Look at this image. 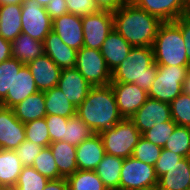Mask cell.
<instances>
[{"label": "cell", "instance_id": "34", "mask_svg": "<svg viewBox=\"0 0 190 190\" xmlns=\"http://www.w3.org/2000/svg\"><path fill=\"white\" fill-rule=\"evenodd\" d=\"M23 64L15 58H10L0 63V102L11 90L15 74H18Z\"/></svg>", "mask_w": 190, "mask_h": 190}, {"label": "cell", "instance_id": "23", "mask_svg": "<svg viewBox=\"0 0 190 190\" xmlns=\"http://www.w3.org/2000/svg\"><path fill=\"white\" fill-rule=\"evenodd\" d=\"M21 4L0 6V36L12 42L22 33Z\"/></svg>", "mask_w": 190, "mask_h": 190}, {"label": "cell", "instance_id": "17", "mask_svg": "<svg viewBox=\"0 0 190 190\" xmlns=\"http://www.w3.org/2000/svg\"><path fill=\"white\" fill-rule=\"evenodd\" d=\"M133 4L158 17L162 22L175 21L186 10V0H135Z\"/></svg>", "mask_w": 190, "mask_h": 190}, {"label": "cell", "instance_id": "2", "mask_svg": "<svg viewBox=\"0 0 190 190\" xmlns=\"http://www.w3.org/2000/svg\"><path fill=\"white\" fill-rule=\"evenodd\" d=\"M76 115L96 134L112 128L123 119L111 85L92 87L77 107Z\"/></svg>", "mask_w": 190, "mask_h": 190}, {"label": "cell", "instance_id": "48", "mask_svg": "<svg viewBox=\"0 0 190 190\" xmlns=\"http://www.w3.org/2000/svg\"><path fill=\"white\" fill-rule=\"evenodd\" d=\"M12 58L11 42L0 36V63Z\"/></svg>", "mask_w": 190, "mask_h": 190}, {"label": "cell", "instance_id": "16", "mask_svg": "<svg viewBox=\"0 0 190 190\" xmlns=\"http://www.w3.org/2000/svg\"><path fill=\"white\" fill-rule=\"evenodd\" d=\"M39 91L57 87L61 68L58 67L45 53L27 64Z\"/></svg>", "mask_w": 190, "mask_h": 190}, {"label": "cell", "instance_id": "32", "mask_svg": "<svg viewBox=\"0 0 190 190\" xmlns=\"http://www.w3.org/2000/svg\"><path fill=\"white\" fill-rule=\"evenodd\" d=\"M163 148L182 157H187L190 150V128L176 125Z\"/></svg>", "mask_w": 190, "mask_h": 190}, {"label": "cell", "instance_id": "50", "mask_svg": "<svg viewBox=\"0 0 190 190\" xmlns=\"http://www.w3.org/2000/svg\"><path fill=\"white\" fill-rule=\"evenodd\" d=\"M23 0H0V6L6 4H21Z\"/></svg>", "mask_w": 190, "mask_h": 190}, {"label": "cell", "instance_id": "12", "mask_svg": "<svg viewBox=\"0 0 190 190\" xmlns=\"http://www.w3.org/2000/svg\"><path fill=\"white\" fill-rule=\"evenodd\" d=\"M118 111L123 118L130 119L132 115L146 102L148 92L131 83H110Z\"/></svg>", "mask_w": 190, "mask_h": 190}, {"label": "cell", "instance_id": "38", "mask_svg": "<svg viewBox=\"0 0 190 190\" xmlns=\"http://www.w3.org/2000/svg\"><path fill=\"white\" fill-rule=\"evenodd\" d=\"M161 151L162 147L153 144L141 136L138 144L134 148L132 156L141 162L155 166Z\"/></svg>", "mask_w": 190, "mask_h": 190}, {"label": "cell", "instance_id": "31", "mask_svg": "<svg viewBox=\"0 0 190 190\" xmlns=\"http://www.w3.org/2000/svg\"><path fill=\"white\" fill-rule=\"evenodd\" d=\"M93 134V131L77 115H74L68 120L62 142L77 147Z\"/></svg>", "mask_w": 190, "mask_h": 190}, {"label": "cell", "instance_id": "9", "mask_svg": "<svg viewBox=\"0 0 190 190\" xmlns=\"http://www.w3.org/2000/svg\"><path fill=\"white\" fill-rule=\"evenodd\" d=\"M22 8V33L31 38L44 42L45 37L52 30L53 20L49 17L44 6L35 0H23Z\"/></svg>", "mask_w": 190, "mask_h": 190}, {"label": "cell", "instance_id": "54", "mask_svg": "<svg viewBox=\"0 0 190 190\" xmlns=\"http://www.w3.org/2000/svg\"><path fill=\"white\" fill-rule=\"evenodd\" d=\"M187 159H188L189 162H190V150H189V153H188Z\"/></svg>", "mask_w": 190, "mask_h": 190}, {"label": "cell", "instance_id": "3", "mask_svg": "<svg viewBox=\"0 0 190 190\" xmlns=\"http://www.w3.org/2000/svg\"><path fill=\"white\" fill-rule=\"evenodd\" d=\"M158 72L152 47H132L111 73V83H131L148 92Z\"/></svg>", "mask_w": 190, "mask_h": 190}, {"label": "cell", "instance_id": "27", "mask_svg": "<svg viewBox=\"0 0 190 190\" xmlns=\"http://www.w3.org/2000/svg\"><path fill=\"white\" fill-rule=\"evenodd\" d=\"M23 165L14 150L0 149V187L14 188Z\"/></svg>", "mask_w": 190, "mask_h": 190}, {"label": "cell", "instance_id": "33", "mask_svg": "<svg viewBox=\"0 0 190 190\" xmlns=\"http://www.w3.org/2000/svg\"><path fill=\"white\" fill-rule=\"evenodd\" d=\"M49 179L32 166H23L14 190H44Z\"/></svg>", "mask_w": 190, "mask_h": 190}, {"label": "cell", "instance_id": "42", "mask_svg": "<svg viewBox=\"0 0 190 190\" xmlns=\"http://www.w3.org/2000/svg\"><path fill=\"white\" fill-rule=\"evenodd\" d=\"M68 13L77 16H87L100 11L95 0H65Z\"/></svg>", "mask_w": 190, "mask_h": 190}, {"label": "cell", "instance_id": "1", "mask_svg": "<svg viewBox=\"0 0 190 190\" xmlns=\"http://www.w3.org/2000/svg\"><path fill=\"white\" fill-rule=\"evenodd\" d=\"M113 14V29L132 47H152L162 21L133 3H125Z\"/></svg>", "mask_w": 190, "mask_h": 190}, {"label": "cell", "instance_id": "40", "mask_svg": "<svg viewBox=\"0 0 190 190\" xmlns=\"http://www.w3.org/2000/svg\"><path fill=\"white\" fill-rule=\"evenodd\" d=\"M42 149L41 145L25 139L14 151L20 159L21 164L30 167Z\"/></svg>", "mask_w": 190, "mask_h": 190}, {"label": "cell", "instance_id": "29", "mask_svg": "<svg viewBox=\"0 0 190 190\" xmlns=\"http://www.w3.org/2000/svg\"><path fill=\"white\" fill-rule=\"evenodd\" d=\"M46 115L70 118L76 115V109L64 93L57 87L44 91Z\"/></svg>", "mask_w": 190, "mask_h": 190}, {"label": "cell", "instance_id": "15", "mask_svg": "<svg viewBox=\"0 0 190 190\" xmlns=\"http://www.w3.org/2000/svg\"><path fill=\"white\" fill-rule=\"evenodd\" d=\"M54 31L69 47L80 50L84 43L82 17L71 13L55 18L52 24Z\"/></svg>", "mask_w": 190, "mask_h": 190}, {"label": "cell", "instance_id": "20", "mask_svg": "<svg viewBox=\"0 0 190 190\" xmlns=\"http://www.w3.org/2000/svg\"><path fill=\"white\" fill-rule=\"evenodd\" d=\"M104 155L102 139L99 134L94 133L76 147L78 170H95Z\"/></svg>", "mask_w": 190, "mask_h": 190}, {"label": "cell", "instance_id": "7", "mask_svg": "<svg viewBox=\"0 0 190 190\" xmlns=\"http://www.w3.org/2000/svg\"><path fill=\"white\" fill-rule=\"evenodd\" d=\"M155 167L130 156L122 164L119 190H156Z\"/></svg>", "mask_w": 190, "mask_h": 190}, {"label": "cell", "instance_id": "45", "mask_svg": "<svg viewBox=\"0 0 190 190\" xmlns=\"http://www.w3.org/2000/svg\"><path fill=\"white\" fill-rule=\"evenodd\" d=\"M181 29L182 36L185 40L186 54L188 57V62L190 63V19L184 15L175 20Z\"/></svg>", "mask_w": 190, "mask_h": 190}, {"label": "cell", "instance_id": "22", "mask_svg": "<svg viewBox=\"0 0 190 190\" xmlns=\"http://www.w3.org/2000/svg\"><path fill=\"white\" fill-rule=\"evenodd\" d=\"M190 187V162L184 157L158 178L156 190H187Z\"/></svg>", "mask_w": 190, "mask_h": 190}, {"label": "cell", "instance_id": "49", "mask_svg": "<svg viewBox=\"0 0 190 190\" xmlns=\"http://www.w3.org/2000/svg\"><path fill=\"white\" fill-rule=\"evenodd\" d=\"M183 93L190 96V69L183 82Z\"/></svg>", "mask_w": 190, "mask_h": 190}, {"label": "cell", "instance_id": "46", "mask_svg": "<svg viewBox=\"0 0 190 190\" xmlns=\"http://www.w3.org/2000/svg\"><path fill=\"white\" fill-rule=\"evenodd\" d=\"M100 10L114 12L125 3L122 0H95Z\"/></svg>", "mask_w": 190, "mask_h": 190}, {"label": "cell", "instance_id": "39", "mask_svg": "<svg viewBox=\"0 0 190 190\" xmlns=\"http://www.w3.org/2000/svg\"><path fill=\"white\" fill-rule=\"evenodd\" d=\"M176 125L177 124L173 120L159 123L156 126H153L150 130H147L142 136L153 144L163 148L168 138H170L173 133Z\"/></svg>", "mask_w": 190, "mask_h": 190}, {"label": "cell", "instance_id": "13", "mask_svg": "<svg viewBox=\"0 0 190 190\" xmlns=\"http://www.w3.org/2000/svg\"><path fill=\"white\" fill-rule=\"evenodd\" d=\"M25 139L24 124L13 109L0 105V149L15 150Z\"/></svg>", "mask_w": 190, "mask_h": 190}, {"label": "cell", "instance_id": "21", "mask_svg": "<svg viewBox=\"0 0 190 190\" xmlns=\"http://www.w3.org/2000/svg\"><path fill=\"white\" fill-rule=\"evenodd\" d=\"M131 48L132 46L113 29L100 49L106 65L111 72L126 59Z\"/></svg>", "mask_w": 190, "mask_h": 190}, {"label": "cell", "instance_id": "10", "mask_svg": "<svg viewBox=\"0 0 190 190\" xmlns=\"http://www.w3.org/2000/svg\"><path fill=\"white\" fill-rule=\"evenodd\" d=\"M82 24L83 46L100 50L107 36L113 31V14L110 11L100 10L83 16Z\"/></svg>", "mask_w": 190, "mask_h": 190}, {"label": "cell", "instance_id": "36", "mask_svg": "<svg viewBox=\"0 0 190 190\" xmlns=\"http://www.w3.org/2000/svg\"><path fill=\"white\" fill-rule=\"evenodd\" d=\"M32 167L40 174L50 179L62 178L58 172L56 161L50 147H44L35 158Z\"/></svg>", "mask_w": 190, "mask_h": 190}, {"label": "cell", "instance_id": "55", "mask_svg": "<svg viewBox=\"0 0 190 190\" xmlns=\"http://www.w3.org/2000/svg\"><path fill=\"white\" fill-rule=\"evenodd\" d=\"M2 190H14L13 188H9V189H2Z\"/></svg>", "mask_w": 190, "mask_h": 190}, {"label": "cell", "instance_id": "4", "mask_svg": "<svg viewBox=\"0 0 190 190\" xmlns=\"http://www.w3.org/2000/svg\"><path fill=\"white\" fill-rule=\"evenodd\" d=\"M154 62L165 66H190L185 40L176 21L162 22L152 44Z\"/></svg>", "mask_w": 190, "mask_h": 190}, {"label": "cell", "instance_id": "41", "mask_svg": "<svg viewBox=\"0 0 190 190\" xmlns=\"http://www.w3.org/2000/svg\"><path fill=\"white\" fill-rule=\"evenodd\" d=\"M45 120L51 143L62 141L64 139V131L65 127H67L69 118L57 115H46Z\"/></svg>", "mask_w": 190, "mask_h": 190}, {"label": "cell", "instance_id": "30", "mask_svg": "<svg viewBox=\"0 0 190 190\" xmlns=\"http://www.w3.org/2000/svg\"><path fill=\"white\" fill-rule=\"evenodd\" d=\"M67 182L69 190H107L94 170H77Z\"/></svg>", "mask_w": 190, "mask_h": 190}, {"label": "cell", "instance_id": "6", "mask_svg": "<svg viewBox=\"0 0 190 190\" xmlns=\"http://www.w3.org/2000/svg\"><path fill=\"white\" fill-rule=\"evenodd\" d=\"M190 66L158 65V72L152 83L148 98L171 103L183 92V82Z\"/></svg>", "mask_w": 190, "mask_h": 190}, {"label": "cell", "instance_id": "5", "mask_svg": "<svg viewBox=\"0 0 190 190\" xmlns=\"http://www.w3.org/2000/svg\"><path fill=\"white\" fill-rule=\"evenodd\" d=\"M105 154L128 158L132 156L135 146L142 134L130 119L123 118L112 128L99 133Z\"/></svg>", "mask_w": 190, "mask_h": 190}, {"label": "cell", "instance_id": "8", "mask_svg": "<svg viewBox=\"0 0 190 190\" xmlns=\"http://www.w3.org/2000/svg\"><path fill=\"white\" fill-rule=\"evenodd\" d=\"M75 68L92 87L107 86L111 83V71L108 69L101 50L82 47L77 52Z\"/></svg>", "mask_w": 190, "mask_h": 190}, {"label": "cell", "instance_id": "11", "mask_svg": "<svg viewBox=\"0 0 190 190\" xmlns=\"http://www.w3.org/2000/svg\"><path fill=\"white\" fill-rule=\"evenodd\" d=\"M130 120L143 135L153 126L172 120L170 104L148 98L146 102L132 115Z\"/></svg>", "mask_w": 190, "mask_h": 190}, {"label": "cell", "instance_id": "24", "mask_svg": "<svg viewBox=\"0 0 190 190\" xmlns=\"http://www.w3.org/2000/svg\"><path fill=\"white\" fill-rule=\"evenodd\" d=\"M11 53L12 58L17 59L23 65H27L44 54V42L21 33L11 42Z\"/></svg>", "mask_w": 190, "mask_h": 190}, {"label": "cell", "instance_id": "19", "mask_svg": "<svg viewBox=\"0 0 190 190\" xmlns=\"http://www.w3.org/2000/svg\"><path fill=\"white\" fill-rule=\"evenodd\" d=\"M77 52L66 45L52 30L45 37L44 53L61 69L75 68Z\"/></svg>", "mask_w": 190, "mask_h": 190}, {"label": "cell", "instance_id": "51", "mask_svg": "<svg viewBox=\"0 0 190 190\" xmlns=\"http://www.w3.org/2000/svg\"><path fill=\"white\" fill-rule=\"evenodd\" d=\"M184 16L190 19V0H186V10Z\"/></svg>", "mask_w": 190, "mask_h": 190}, {"label": "cell", "instance_id": "35", "mask_svg": "<svg viewBox=\"0 0 190 190\" xmlns=\"http://www.w3.org/2000/svg\"><path fill=\"white\" fill-rule=\"evenodd\" d=\"M26 140L44 147L51 144L45 117L24 124Z\"/></svg>", "mask_w": 190, "mask_h": 190}, {"label": "cell", "instance_id": "44", "mask_svg": "<svg viewBox=\"0 0 190 190\" xmlns=\"http://www.w3.org/2000/svg\"><path fill=\"white\" fill-rule=\"evenodd\" d=\"M45 9L52 20L68 13L65 0H51Z\"/></svg>", "mask_w": 190, "mask_h": 190}, {"label": "cell", "instance_id": "53", "mask_svg": "<svg viewBox=\"0 0 190 190\" xmlns=\"http://www.w3.org/2000/svg\"><path fill=\"white\" fill-rule=\"evenodd\" d=\"M124 3H133L135 0H122Z\"/></svg>", "mask_w": 190, "mask_h": 190}, {"label": "cell", "instance_id": "18", "mask_svg": "<svg viewBox=\"0 0 190 190\" xmlns=\"http://www.w3.org/2000/svg\"><path fill=\"white\" fill-rule=\"evenodd\" d=\"M34 77L27 65H23L18 74H15L11 90H8L7 96L0 102L1 106L13 108L28 96L38 92Z\"/></svg>", "mask_w": 190, "mask_h": 190}, {"label": "cell", "instance_id": "37", "mask_svg": "<svg viewBox=\"0 0 190 190\" xmlns=\"http://www.w3.org/2000/svg\"><path fill=\"white\" fill-rule=\"evenodd\" d=\"M172 120L180 126L190 127V96L183 92L170 103Z\"/></svg>", "mask_w": 190, "mask_h": 190}, {"label": "cell", "instance_id": "28", "mask_svg": "<svg viewBox=\"0 0 190 190\" xmlns=\"http://www.w3.org/2000/svg\"><path fill=\"white\" fill-rule=\"evenodd\" d=\"M124 158L105 154L94 170L107 189L119 190Z\"/></svg>", "mask_w": 190, "mask_h": 190}, {"label": "cell", "instance_id": "47", "mask_svg": "<svg viewBox=\"0 0 190 190\" xmlns=\"http://www.w3.org/2000/svg\"><path fill=\"white\" fill-rule=\"evenodd\" d=\"M44 190H69L66 178L50 179Z\"/></svg>", "mask_w": 190, "mask_h": 190}, {"label": "cell", "instance_id": "25", "mask_svg": "<svg viewBox=\"0 0 190 190\" xmlns=\"http://www.w3.org/2000/svg\"><path fill=\"white\" fill-rule=\"evenodd\" d=\"M16 118L23 124L41 119L46 116L45 96L43 91H38L14 106Z\"/></svg>", "mask_w": 190, "mask_h": 190}, {"label": "cell", "instance_id": "14", "mask_svg": "<svg viewBox=\"0 0 190 190\" xmlns=\"http://www.w3.org/2000/svg\"><path fill=\"white\" fill-rule=\"evenodd\" d=\"M57 88L65 94L69 102L78 107L92 86L76 68H69L61 70Z\"/></svg>", "mask_w": 190, "mask_h": 190}, {"label": "cell", "instance_id": "26", "mask_svg": "<svg viewBox=\"0 0 190 190\" xmlns=\"http://www.w3.org/2000/svg\"><path fill=\"white\" fill-rule=\"evenodd\" d=\"M49 147L56 161L58 172L62 178L67 179L78 170L75 146L58 141L52 142Z\"/></svg>", "mask_w": 190, "mask_h": 190}, {"label": "cell", "instance_id": "43", "mask_svg": "<svg viewBox=\"0 0 190 190\" xmlns=\"http://www.w3.org/2000/svg\"><path fill=\"white\" fill-rule=\"evenodd\" d=\"M183 158L184 157L181 155L175 154L174 152L162 148L160 157L154 166L157 177L159 178L163 174L167 173L168 169L176 165Z\"/></svg>", "mask_w": 190, "mask_h": 190}, {"label": "cell", "instance_id": "52", "mask_svg": "<svg viewBox=\"0 0 190 190\" xmlns=\"http://www.w3.org/2000/svg\"><path fill=\"white\" fill-rule=\"evenodd\" d=\"M40 6L46 7L51 0H35Z\"/></svg>", "mask_w": 190, "mask_h": 190}]
</instances>
